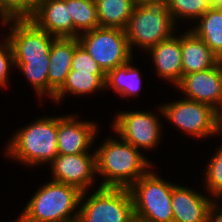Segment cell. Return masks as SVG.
I'll use <instances>...</instances> for the list:
<instances>
[{
	"instance_id": "6da1fadb",
	"label": "cell",
	"mask_w": 222,
	"mask_h": 222,
	"mask_svg": "<svg viewBox=\"0 0 222 222\" xmlns=\"http://www.w3.org/2000/svg\"><path fill=\"white\" fill-rule=\"evenodd\" d=\"M96 175L102 176L100 187L130 188L154 165L140 149L118 138H105L95 149Z\"/></svg>"
},
{
	"instance_id": "ba28073f",
	"label": "cell",
	"mask_w": 222,
	"mask_h": 222,
	"mask_svg": "<svg viewBox=\"0 0 222 222\" xmlns=\"http://www.w3.org/2000/svg\"><path fill=\"white\" fill-rule=\"evenodd\" d=\"M78 40L105 74L134 56L125 30L120 28L97 27L80 34Z\"/></svg>"
},
{
	"instance_id": "d590c367",
	"label": "cell",
	"mask_w": 222,
	"mask_h": 222,
	"mask_svg": "<svg viewBox=\"0 0 222 222\" xmlns=\"http://www.w3.org/2000/svg\"><path fill=\"white\" fill-rule=\"evenodd\" d=\"M133 222H144V221L135 218V219L133 220Z\"/></svg>"
},
{
	"instance_id": "f1b7e54d",
	"label": "cell",
	"mask_w": 222,
	"mask_h": 222,
	"mask_svg": "<svg viewBox=\"0 0 222 222\" xmlns=\"http://www.w3.org/2000/svg\"><path fill=\"white\" fill-rule=\"evenodd\" d=\"M0 42V88H7L10 84L9 75L12 67H15L13 51L6 38Z\"/></svg>"
},
{
	"instance_id": "4fadbf2b",
	"label": "cell",
	"mask_w": 222,
	"mask_h": 222,
	"mask_svg": "<svg viewBox=\"0 0 222 222\" xmlns=\"http://www.w3.org/2000/svg\"><path fill=\"white\" fill-rule=\"evenodd\" d=\"M97 123L78 119L76 115L58 116V154H82L91 152L99 134ZM98 132V134H97Z\"/></svg>"
},
{
	"instance_id": "7402d4cb",
	"label": "cell",
	"mask_w": 222,
	"mask_h": 222,
	"mask_svg": "<svg viewBox=\"0 0 222 222\" xmlns=\"http://www.w3.org/2000/svg\"><path fill=\"white\" fill-rule=\"evenodd\" d=\"M100 27L125 30L136 0H95Z\"/></svg>"
},
{
	"instance_id": "4316f807",
	"label": "cell",
	"mask_w": 222,
	"mask_h": 222,
	"mask_svg": "<svg viewBox=\"0 0 222 222\" xmlns=\"http://www.w3.org/2000/svg\"><path fill=\"white\" fill-rule=\"evenodd\" d=\"M33 0H0V15L5 19H29L35 10Z\"/></svg>"
},
{
	"instance_id": "e0dca14e",
	"label": "cell",
	"mask_w": 222,
	"mask_h": 222,
	"mask_svg": "<svg viewBox=\"0 0 222 222\" xmlns=\"http://www.w3.org/2000/svg\"><path fill=\"white\" fill-rule=\"evenodd\" d=\"M78 44V38L61 37L53 41L49 52V99H53L55 94L65 84L67 76L71 71V62Z\"/></svg>"
},
{
	"instance_id": "30bf717a",
	"label": "cell",
	"mask_w": 222,
	"mask_h": 222,
	"mask_svg": "<svg viewBox=\"0 0 222 222\" xmlns=\"http://www.w3.org/2000/svg\"><path fill=\"white\" fill-rule=\"evenodd\" d=\"M11 23V24H9ZM6 40L10 43L14 60H45L57 38L38 28L30 19H9Z\"/></svg>"
},
{
	"instance_id": "4dcf8cb0",
	"label": "cell",
	"mask_w": 222,
	"mask_h": 222,
	"mask_svg": "<svg viewBox=\"0 0 222 222\" xmlns=\"http://www.w3.org/2000/svg\"><path fill=\"white\" fill-rule=\"evenodd\" d=\"M139 3H165L167 0H136Z\"/></svg>"
},
{
	"instance_id": "ac0fdd59",
	"label": "cell",
	"mask_w": 222,
	"mask_h": 222,
	"mask_svg": "<svg viewBox=\"0 0 222 222\" xmlns=\"http://www.w3.org/2000/svg\"><path fill=\"white\" fill-rule=\"evenodd\" d=\"M181 60L183 76L214 67L220 59L192 30L181 35Z\"/></svg>"
},
{
	"instance_id": "d6986e66",
	"label": "cell",
	"mask_w": 222,
	"mask_h": 222,
	"mask_svg": "<svg viewBox=\"0 0 222 222\" xmlns=\"http://www.w3.org/2000/svg\"><path fill=\"white\" fill-rule=\"evenodd\" d=\"M106 74H91V72H84L73 70L69 72L66 82L63 87L55 94L52 102L60 103L64 100L65 94L77 95L80 97L96 93L106 89L105 87Z\"/></svg>"
},
{
	"instance_id": "7c38bea8",
	"label": "cell",
	"mask_w": 222,
	"mask_h": 222,
	"mask_svg": "<svg viewBox=\"0 0 222 222\" xmlns=\"http://www.w3.org/2000/svg\"><path fill=\"white\" fill-rule=\"evenodd\" d=\"M189 100L206 103L222 111V62L201 72L186 74L175 86ZM184 93V94H183Z\"/></svg>"
},
{
	"instance_id": "9c48e42d",
	"label": "cell",
	"mask_w": 222,
	"mask_h": 222,
	"mask_svg": "<svg viewBox=\"0 0 222 222\" xmlns=\"http://www.w3.org/2000/svg\"><path fill=\"white\" fill-rule=\"evenodd\" d=\"M159 116L157 112L148 110L122 111L115 113L111 128L113 132L115 131V136L118 135L137 149L148 151L160 144L161 135H163Z\"/></svg>"
},
{
	"instance_id": "8fae6325",
	"label": "cell",
	"mask_w": 222,
	"mask_h": 222,
	"mask_svg": "<svg viewBox=\"0 0 222 222\" xmlns=\"http://www.w3.org/2000/svg\"><path fill=\"white\" fill-rule=\"evenodd\" d=\"M53 181L77 187L81 192L89 191L96 182V154H58L49 164Z\"/></svg>"
},
{
	"instance_id": "603a6c76",
	"label": "cell",
	"mask_w": 222,
	"mask_h": 222,
	"mask_svg": "<svg viewBox=\"0 0 222 222\" xmlns=\"http://www.w3.org/2000/svg\"><path fill=\"white\" fill-rule=\"evenodd\" d=\"M15 68L26 77L36 95L40 98H49L48 67L49 59L45 60H14ZM47 94V95H46Z\"/></svg>"
},
{
	"instance_id": "8992f818",
	"label": "cell",
	"mask_w": 222,
	"mask_h": 222,
	"mask_svg": "<svg viewBox=\"0 0 222 222\" xmlns=\"http://www.w3.org/2000/svg\"><path fill=\"white\" fill-rule=\"evenodd\" d=\"M88 192L81 194L78 222H133L135 219L129 188L97 186L90 196Z\"/></svg>"
},
{
	"instance_id": "cb8c5ba5",
	"label": "cell",
	"mask_w": 222,
	"mask_h": 222,
	"mask_svg": "<svg viewBox=\"0 0 222 222\" xmlns=\"http://www.w3.org/2000/svg\"><path fill=\"white\" fill-rule=\"evenodd\" d=\"M69 12L79 34L100 27L95 0H69Z\"/></svg>"
},
{
	"instance_id": "1f68e13d",
	"label": "cell",
	"mask_w": 222,
	"mask_h": 222,
	"mask_svg": "<svg viewBox=\"0 0 222 222\" xmlns=\"http://www.w3.org/2000/svg\"><path fill=\"white\" fill-rule=\"evenodd\" d=\"M13 222H30L28 219H26L21 213L20 216L17 218V220H13Z\"/></svg>"
},
{
	"instance_id": "9a60e30c",
	"label": "cell",
	"mask_w": 222,
	"mask_h": 222,
	"mask_svg": "<svg viewBox=\"0 0 222 222\" xmlns=\"http://www.w3.org/2000/svg\"><path fill=\"white\" fill-rule=\"evenodd\" d=\"M171 201L173 222H206L209 210L217 202L208 194L182 185L173 188Z\"/></svg>"
},
{
	"instance_id": "836d02e7",
	"label": "cell",
	"mask_w": 222,
	"mask_h": 222,
	"mask_svg": "<svg viewBox=\"0 0 222 222\" xmlns=\"http://www.w3.org/2000/svg\"><path fill=\"white\" fill-rule=\"evenodd\" d=\"M213 1H214V5L222 6V0H213Z\"/></svg>"
},
{
	"instance_id": "ffe728a7",
	"label": "cell",
	"mask_w": 222,
	"mask_h": 222,
	"mask_svg": "<svg viewBox=\"0 0 222 222\" xmlns=\"http://www.w3.org/2000/svg\"><path fill=\"white\" fill-rule=\"evenodd\" d=\"M192 30L222 60V6L213 5Z\"/></svg>"
},
{
	"instance_id": "2e32d148",
	"label": "cell",
	"mask_w": 222,
	"mask_h": 222,
	"mask_svg": "<svg viewBox=\"0 0 222 222\" xmlns=\"http://www.w3.org/2000/svg\"><path fill=\"white\" fill-rule=\"evenodd\" d=\"M179 37H178V36ZM174 34L148 50L154 64L157 76L162 80L170 81L174 87L183 77L181 60V35Z\"/></svg>"
},
{
	"instance_id": "7a4b0ae2",
	"label": "cell",
	"mask_w": 222,
	"mask_h": 222,
	"mask_svg": "<svg viewBox=\"0 0 222 222\" xmlns=\"http://www.w3.org/2000/svg\"><path fill=\"white\" fill-rule=\"evenodd\" d=\"M58 116H43L15 131L5 147L8 159L23 165L50 164L58 155Z\"/></svg>"
},
{
	"instance_id": "83f0119b",
	"label": "cell",
	"mask_w": 222,
	"mask_h": 222,
	"mask_svg": "<svg viewBox=\"0 0 222 222\" xmlns=\"http://www.w3.org/2000/svg\"><path fill=\"white\" fill-rule=\"evenodd\" d=\"M71 69L91 72V74H105L80 43L75 48Z\"/></svg>"
},
{
	"instance_id": "d6a6232c",
	"label": "cell",
	"mask_w": 222,
	"mask_h": 222,
	"mask_svg": "<svg viewBox=\"0 0 222 222\" xmlns=\"http://www.w3.org/2000/svg\"><path fill=\"white\" fill-rule=\"evenodd\" d=\"M219 114H220V135H221L222 134V111Z\"/></svg>"
},
{
	"instance_id": "8d00e7d4",
	"label": "cell",
	"mask_w": 222,
	"mask_h": 222,
	"mask_svg": "<svg viewBox=\"0 0 222 222\" xmlns=\"http://www.w3.org/2000/svg\"><path fill=\"white\" fill-rule=\"evenodd\" d=\"M36 4L39 2V1H42V0H33Z\"/></svg>"
},
{
	"instance_id": "484cf974",
	"label": "cell",
	"mask_w": 222,
	"mask_h": 222,
	"mask_svg": "<svg viewBox=\"0 0 222 222\" xmlns=\"http://www.w3.org/2000/svg\"><path fill=\"white\" fill-rule=\"evenodd\" d=\"M218 148V149H217ZM215 150V154L208 161L206 165L204 177V186L206 188V193L209 196L217 199L218 201L222 199V143Z\"/></svg>"
},
{
	"instance_id": "52a82bcc",
	"label": "cell",
	"mask_w": 222,
	"mask_h": 222,
	"mask_svg": "<svg viewBox=\"0 0 222 222\" xmlns=\"http://www.w3.org/2000/svg\"><path fill=\"white\" fill-rule=\"evenodd\" d=\"M159 114L197 139L220 134V114L212 106L186 98L158 106Z\"/></svg>"
},
{
	"instance_id": "44dd1931",
	"label": "cell",
	"mask_w": 222,
	"mask_h": 222,
	"mask_svg": "<svg viewBox=\"0 0 222 222\" xmlns=\"http://www.w3.org/2000/svg\"><path fill=\"white\" fill-rule=\"evenodd\" d=\"M133 59L115 67L106 74L105 87L112 88L120 97H138L141 91L142 78L139 69L133 66Z\"/></svg>"
},
{
	"instance_id": "5bb4252c",
	"label": "cell",
	"mask_w": 222,
	"mask_h": 222,
	"mask_svg": "<svg viewBox=\"0 0 222 222\" xmlns=\"http://www.w3.org/2000/svg\"><path fill=\"white\" fill-rule=\"evenodd\" d=\"M38 28L57 38H78L69 12V0H42L29 18Z\"/></svg>"
},
{
	"instance_id": "3957f363",
	"label": "cell",
	"mask_w": 222,
	"mask_h": 222,
	"mask_svg": "<svg viewBox=\"0 0 222 222\" xmlns=\"http://www.w3.org/2000/svg\"><path fill=\"white\" fill-rule=\"evenodd\" d=\"M81 194L82 192L75 186L49 180L34 193L22 215L30 222L77 220Z\"/></svg>"
},
{
	"instance_id": "d4e9b609",
	"label": "cell",
	"mask_w": 222,
	"mask_h": 222,
	"mask_svg": "<svg viewBox=\"0 0 222 222\" xmlns=\"http://www.w3.org/2000/svg\"><path fill=\"white\" fill-rule=\"evenodd\" d=\"M169 13L172 15L174 22L181 20L197 21L213 5V0H167L165 2Z\"/></svg>"
},
{
	"instance_id": "5b68a950",
	"label": "cell",
	"mask_w": 222,
	"mask_h": 222,
	"mask_svg": "<svg viewBox=\"0 0 222 222\" xmlns=\"http://www.w3.org/2000/svg\"><path fill=\"white\" fill-rule=\"evenodd\" d=\"M150 169L130 188L135 218L144 222H173L172 191L176 183Z\"/></svg>"
},
{
	"instance_id": "e575fe53",
	"label": "cell",
	"mask_w": 222,
	"mask_h": 222,
	"mask_svg": "<svg viewBox=\"0 0 222 222\" xmlns=\"http://www.w3.org/2000/svg\"><path fill=\"white\" fill-rule=\"evenodd\" d=\"M0 19H1L0 22L2 23V25L5 26L4 24H5L6 20L1 15H0Z\"/></svg>"
},
{
	"instance_id": "277c9868",
	"label": "cell",
	"mask_w": 222,
	"mask_h": 222,
	"mask_svg": "<svg viewBox=\"0 0 222 222\" xmlns=\"http://www.w3.org/2000/svg\"><path fill=\"white\" fill-rule=\"evenodd\" d=\"M176 27L165 3L137 2L125 29L129 48L131 52L134 46L147 52L176 34Z\"/></svg>"
},
{
	"instance_id": "f546056e",
	"label": "cell",
	"mask_w": 222,
	"mask_h": 222,
	"mask_svg": "<svg viewBox=\"0 0 222 222\" xmlns=\"http://www.w3.org/2000/svg\"><path fill=\"white\" fill-rule=\"evenodd\" d=\"M220 206V207H219ZM206 222H222V205L215 203L209 210Z\"/></svg>"
}]
</instances>
